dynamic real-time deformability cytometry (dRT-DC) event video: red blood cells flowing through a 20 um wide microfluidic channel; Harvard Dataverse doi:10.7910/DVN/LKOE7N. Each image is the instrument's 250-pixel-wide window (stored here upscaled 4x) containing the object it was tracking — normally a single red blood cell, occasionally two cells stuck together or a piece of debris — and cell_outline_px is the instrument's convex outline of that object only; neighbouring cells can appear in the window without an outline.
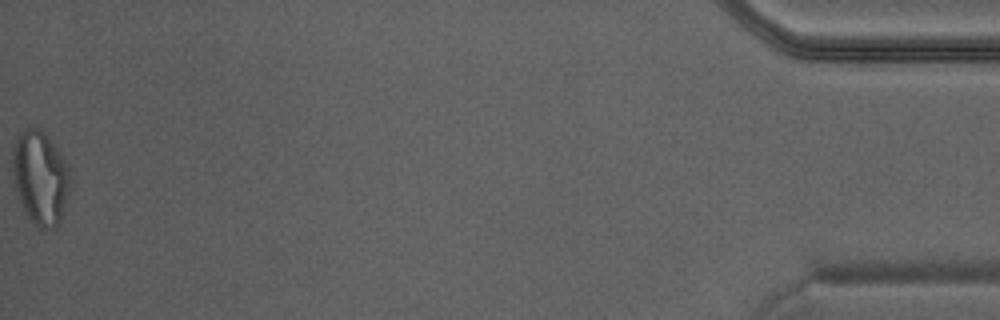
{"species": "Egyptian fruit bat (a non-hibernating species)", "species_latin": "Rousettus aegyptiacus", "temperature_condition": "warm", "stored_images_in_passage": 32, "camera_frame_rate_fps": 3000, "um_per_image_px": 0.085, "animal": {"sex": "male"}, "frame": {"image": 1, "passage_image": 32, "time_ms": 10.333, "image_size_px": [1000, 320], "cell_outline_px": [[72, 180], [60, 224], [52, 228], [40, 228], [28, 216], [20, 200], [16, 188], [12, 172], [12, 144], [20, 132], [24, 128], [36, 128], [44, 132], [68, 164], [72, 176]], "centroid_in_image_um": [3.44, 15.08], "position_along_channel_um": 431.8, "area_um2": 31.5}}